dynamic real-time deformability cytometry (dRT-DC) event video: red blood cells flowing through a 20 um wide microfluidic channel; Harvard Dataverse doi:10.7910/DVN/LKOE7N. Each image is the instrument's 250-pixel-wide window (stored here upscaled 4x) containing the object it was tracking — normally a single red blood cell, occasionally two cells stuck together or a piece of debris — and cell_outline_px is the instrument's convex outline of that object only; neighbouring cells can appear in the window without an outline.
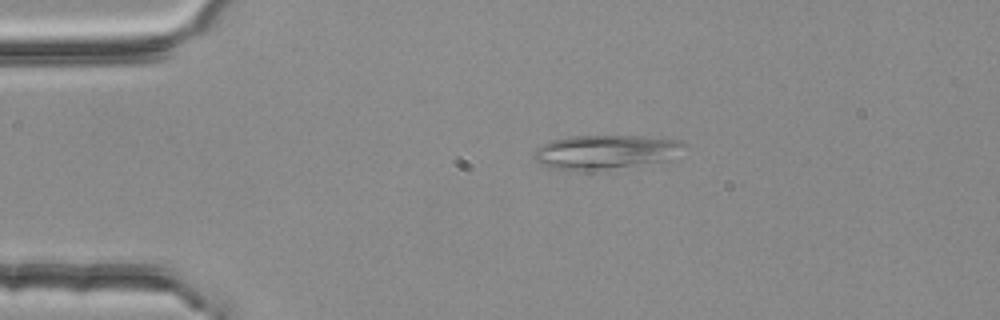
{"species": "common noctule bat (a hibernating species)", "species_latin": "Nyctalus noctula", "temperature_condition": "room temperature", "stored_images_in_passage": 3, "camera_frame_rate_fps": 3000, "um_per_image_px": 0.085, "animal": {"sex": "female", "body_mass_g": 25.1}, "frame": {"image": 1, "passage_image": 2, "time_ms": 0.333, "image_size_px": [1000, 320], "cell_outline_px": [[688, 144], [668, 160], [596, 168], [556, 168], [536, 160], [536, 152], [544, 144], [552, 140], [568, 136], [644, 136], [680, 140]], "centroid_in_image_um": [51.56, 12.84], "position_along_channel_um": 33.4, "area_um2": 28.03}}